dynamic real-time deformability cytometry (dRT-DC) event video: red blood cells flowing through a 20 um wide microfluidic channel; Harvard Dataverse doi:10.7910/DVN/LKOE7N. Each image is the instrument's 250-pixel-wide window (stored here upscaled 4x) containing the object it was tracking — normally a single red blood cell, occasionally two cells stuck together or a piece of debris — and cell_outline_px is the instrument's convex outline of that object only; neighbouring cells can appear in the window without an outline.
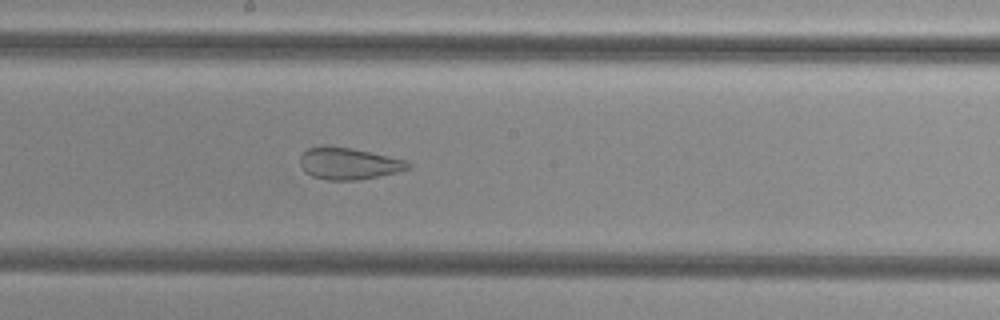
{"species": "common noctule bat (a hibernating species)", "species_latin": "Nyctalus noctula", "temperature_condition": "cold", "stored_images_in_passage": 43, "camera_frame_rate_fps": 3000, "um_per_image_px": 0.085, "animal": {"sex": "female", "body_mass_g": 29.2, "forearm_length_mm": 56.3}, "frame": {"image": 1, "passage_image": 19, "time_ms": 6.0, "image_size_px": [1000, 320], "cell_outline_px": [[412, 164], [408, 168], [396, 172], [360, 180], [328, 180], [312, 176], [304, 172], [300, 164], [300, 156], [308, 148], [324, 144], [328, 144], [352, 148], [404, 160]], "centroid_in_image_um": [29.56, 13.89], "position_along_channel_um": 218.6, "area_um2": 20.06}}
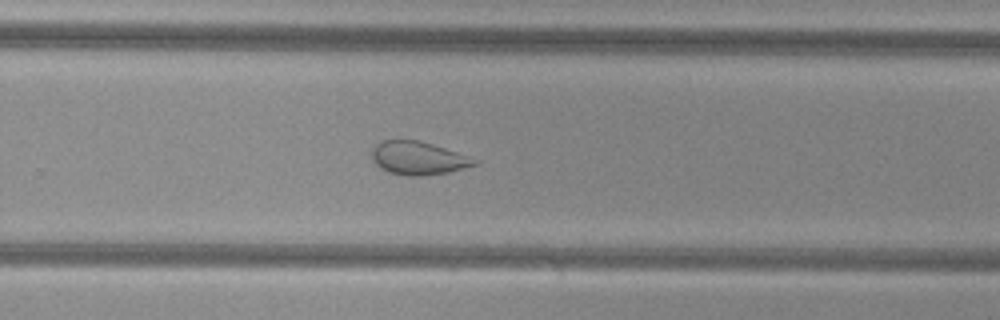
{"frame": {"image": 2, "passage_image": 25, "time_ms": 8.0, "image_size_px": [1000, 320], "cell_outline_px": [[480, 164], [448, 172], [424, 176], [408, 176], [388, 172], [380, 168], [372, 160], [372, 152], [376, 144], [384, 140], [420, 140], [480, 160]], "centroid_in_image_um": [35.56, 13.45], "position_along_channel_um": 294.2, "area_um2": 19.88}, "authors_computed_cell_mechanics": {"area_um2": 26.0678, "velocity_mm_per_s": 3.789, "shape_relaxation_time_tau1_ms": null, "shape_relaxation_time_tau2_ms": 1.2365, "deformation_change_tau1": null, "deformation_change_tau2": 0.0834}}